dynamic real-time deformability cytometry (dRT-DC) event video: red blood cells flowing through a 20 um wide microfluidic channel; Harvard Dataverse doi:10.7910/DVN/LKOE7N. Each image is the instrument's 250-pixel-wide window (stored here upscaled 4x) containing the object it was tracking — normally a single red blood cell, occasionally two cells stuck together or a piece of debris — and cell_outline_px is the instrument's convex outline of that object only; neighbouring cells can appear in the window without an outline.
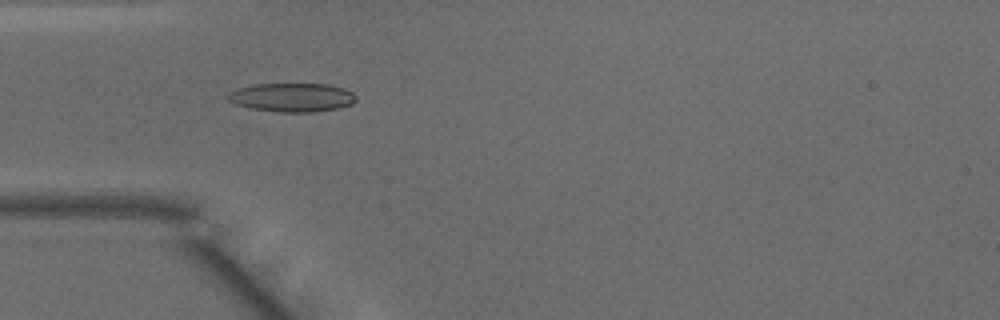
{"species": "common noctule bat (a hibernating species)", "species_latin": "Nyctalus noctula", "temperature_condition": "warm", "stored_images_in_passage": 49, "camera_frame_rate_fps": 3000, "um_per_image_px": 0.085, "animal": {"sex": "male", "body_mass_g": 15.6}, "frame": {"image": 1, "passage_image": 15, "time_ms": 4.667, "image_size_px": [1000, 320], "cell_outline_px": [[356, 100], [352, 104], [336, 108], [312, 112], [280, 112], [252, 108], [236, 104], [228, 100], [224, 96], [228, 92], [236, 88], [252, 84], [328, 84], [344, 88], [352, 92], [356, 96]], "centroid_in_image_um": [24.78, 8.26], "position_along_channel_um": 60.2, "area_um2": 21.56}}
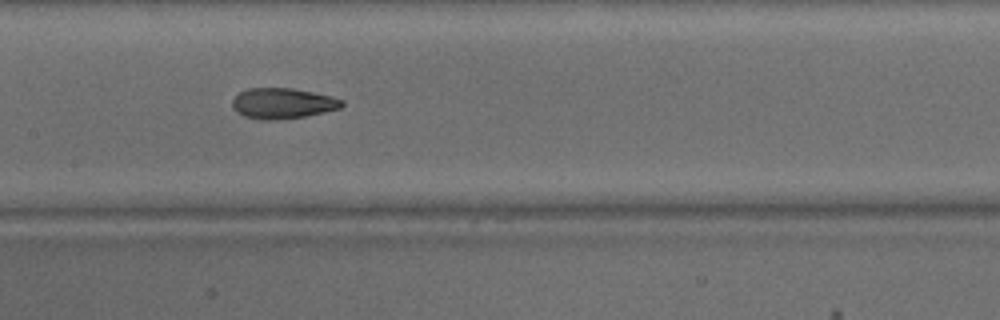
{"frame": {"image": 2, "passage_image": 24, "time_ms": 7.667, "image_size_px": [1000, 320], "cell_outline_px": [[344, 104], [340, 108], [324, 112], [304, 116], [276, 120], [264, 120], [244, 116], [236, 112], [232, 108], [232, 100], [240, 92], [248, 88], [292, 88], [332, 96], [344, 100]], "centroid_in_image_um": [24.02, 8.78], "position_along_channel_um": 183.4, "area_um2": 19.54}}
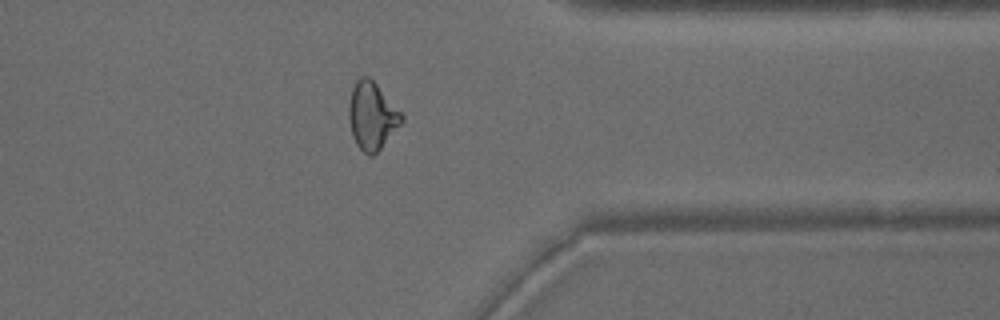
{"frame": {"image": 3, "passage_image": 39, "time_ms": 12.667, "image_size_px": [1000, 320], "cell_outline_px": [[404, 120], [380, 148], [372, 156], [368, 156], [356, 144], [352, 136], [348, 120], [348, 104], [352, 88], [356, 80], [360, 76], [368, 76], [376, 84], [404, 116]], "centroid_in_image_um": [31.58, 9.84], "position_along_channel_um": 379.8, "area_um2": 20.58}, "authors_computed_cell_mechanics": {"area_um2": 20.4612, "velocity_mm_per_s": 4.1268, "shape_relaxation_time_tau1_ms": null, "shape_relaxation_time_tau2_ms": 2.1272, "deformation_change_tau1": null, "deformation_change_tau2": 0.0863}}